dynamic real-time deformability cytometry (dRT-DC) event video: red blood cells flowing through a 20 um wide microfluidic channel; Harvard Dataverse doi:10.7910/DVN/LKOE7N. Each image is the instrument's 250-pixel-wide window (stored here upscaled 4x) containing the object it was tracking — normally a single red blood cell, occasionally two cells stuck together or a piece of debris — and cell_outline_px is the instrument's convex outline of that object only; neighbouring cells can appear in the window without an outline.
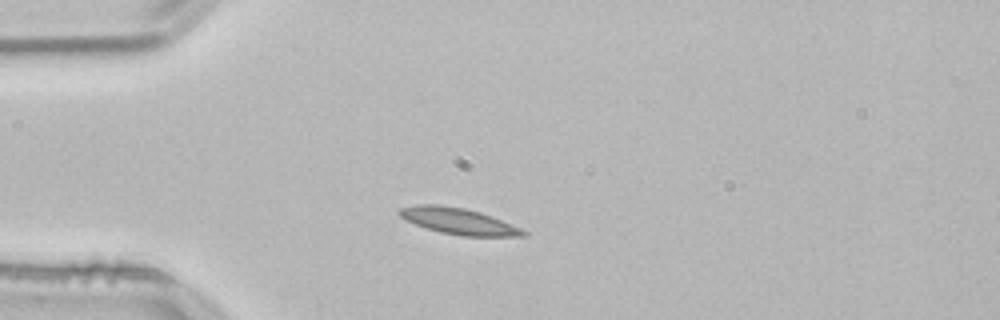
{"species": "common noctule bat (a hibernating species)", "species_latin": "Nyctalus noctula", "temperature_condition": "room temperature", "stored_images_in_passage": 41, "camera_frame_rate_fps": 3000, "um_per_image_px": 0.085, "animal": {"sex": "male", "body_mass_g": 21.5, "forearm_length_mm": 52.0}, "frame": {"image": 1, "passage_image": 1, "time_ms": 0.0, "image_size_px": [1000, 320], "cell_outline_px": [[528, 236], [460, 236], [440, 232], [404, 220], [396, 212], [400, 208], [416, 204], [436, 204], [464, 208], [480, 212], [492, 216], [520, 228], [528, 232]], "centroid_in_image_um": [38.95, 18.79], "position_along_channel_um": 46.0, "area_um2": 18.96}}
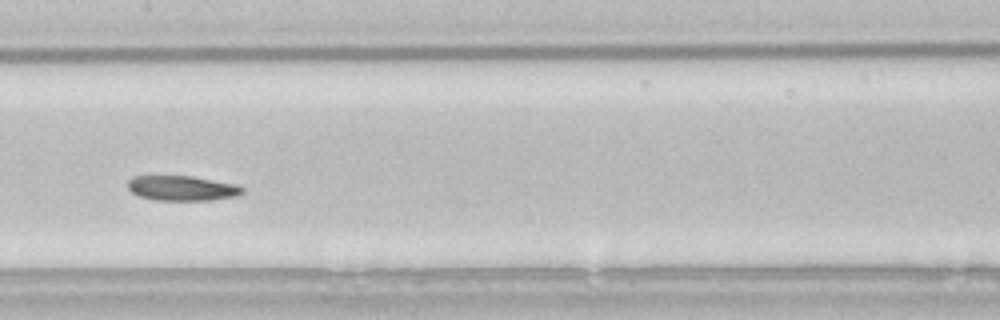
{"frame": {"image": 2, "passage_image": 14, "time_ms": 4.333, "image_size_px": [1000, 320], "cell_outline_px": [[244, 192], [240, 196], [212, 200], [156, 200], [140, 196], [132, 192], [128, 188], [128, 180], [132, 176], [192, 176], [236, 184], [244, 188]], "centroid_in_image_um": [15.52, 16.0], "position_along_channel_um": 191.9, "area_um2": 16.76}}
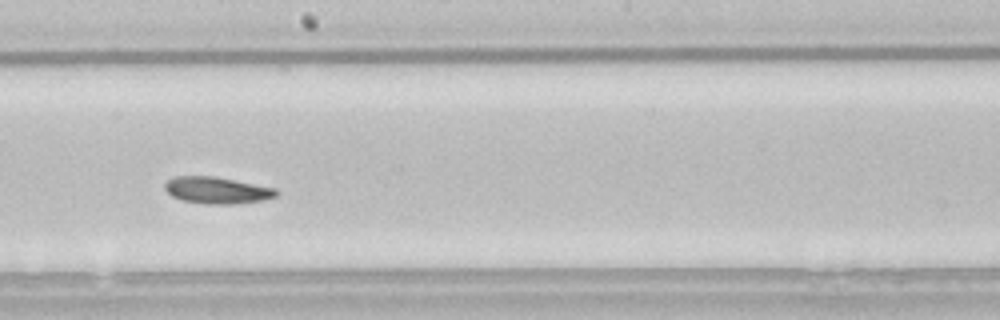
{"frame": {"image": 3, "passage_image": 17, "time_ms": 5.333, "image_size_px": [1000, 320], "cell_outline_px": [[280, 192], [276, 196], [264, 200], [232, 204], [204, 204], [180, 200], [172, 196], [164, 188], [164, 184], [172, 176], [212, 176], [276, 188]], "centroid_in_image_um": [18.43, 16.18], "position_along_channel_um": 229.8, "area_um2": 17.4}}